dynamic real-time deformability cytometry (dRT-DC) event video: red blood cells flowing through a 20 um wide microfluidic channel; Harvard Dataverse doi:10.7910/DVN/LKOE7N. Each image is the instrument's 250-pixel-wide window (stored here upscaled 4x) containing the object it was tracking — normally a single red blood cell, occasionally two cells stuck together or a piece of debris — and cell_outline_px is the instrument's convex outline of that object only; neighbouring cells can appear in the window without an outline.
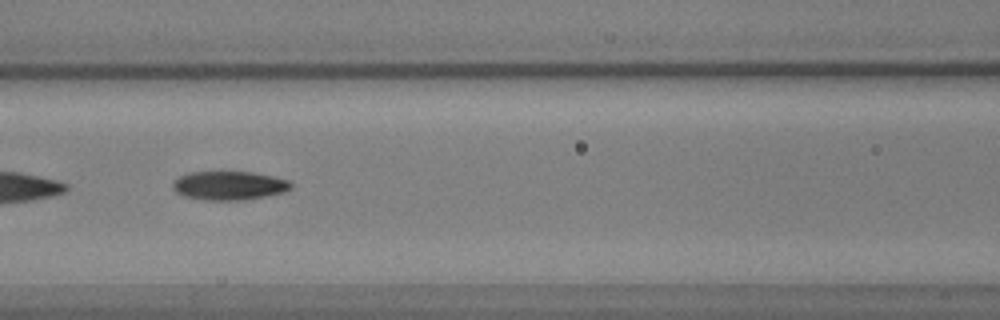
{"species": "common noctule bat (a hibernating species)", "species_latin": "Nyctalus noctula", "temperature_condition": "warm", "stored_images_in_passage": 29, "camera_frame_rate_fps": 3000, "um_per_image_px": 0.085, "animal": {"sex": "male", "body_mass_g": 17.9, "forearm_length_mm": 54.2}, "frame": {"image": 1, "passage_image": 21, "time_ms": 6.667, "image_size_px": [1000, 320], "cell_outline_px": [[292, 188], [284, 192], [268, 196], [244, 200], [204, 200], [184, 196], [176, 192], [172, 188], [172, 184], [180, 176], [188, 172], [252, 172], [272, 176], [288, 180], [292, 184]], "centroid_in_image_um": [19.49, 15.78], "position_along_channel_um": 147.1, "area_um2": 19.88}}
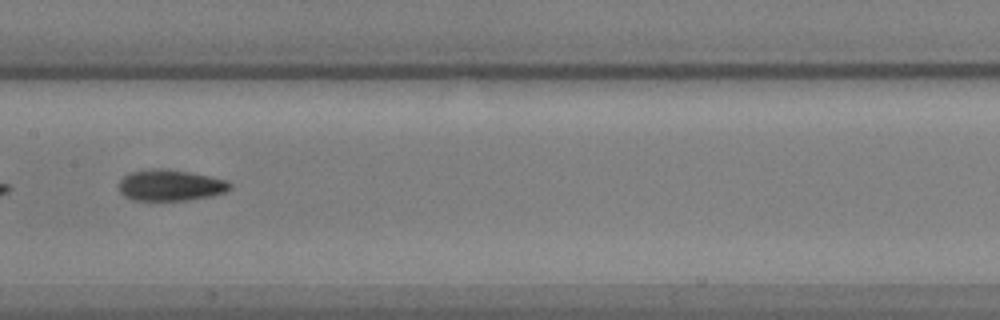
{"frame": {"image": 2, "passage_image": 25, "time_ms": 8.0, "image_size_px": [1000, 320], "cell_outline_px": [[232, 188], [228, 192], [208, 196], [184, 200], [132, 200], [124, 196], [120, 192], [120, 180], [124, 176], [132, 172], [156, 168], [168, 168], [228, 180], [232, 184]], "centroid_in_image_um": [14.51, 15.74], "position_along_channel_um": 192.9, "area_um2": 20.11}}